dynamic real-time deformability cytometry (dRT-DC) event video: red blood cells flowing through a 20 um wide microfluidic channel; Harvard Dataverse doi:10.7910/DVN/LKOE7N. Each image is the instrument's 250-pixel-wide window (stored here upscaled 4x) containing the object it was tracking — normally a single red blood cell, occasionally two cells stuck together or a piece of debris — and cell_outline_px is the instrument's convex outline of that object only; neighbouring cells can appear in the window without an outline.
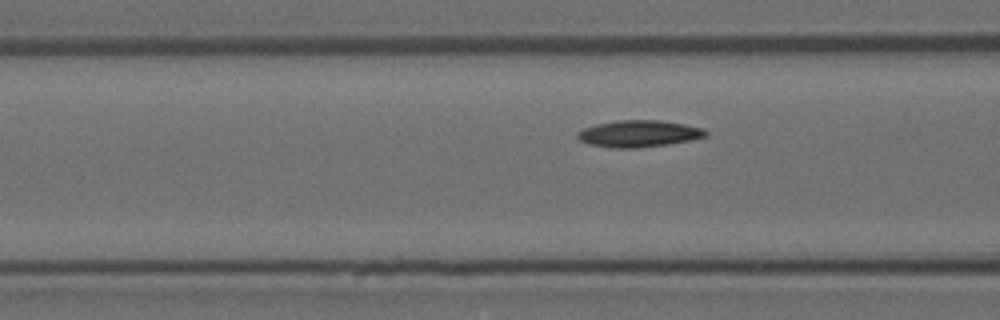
{"species": "Egyptian fruit bat (a non-hibernating species)", "species_latin": "Rousettus aegyptiacus", "temperature_condition": "room temperature", "stored_images_in_passage": 6, "camera_frame_rate_fps": 3000, "um_per_image_px": 0.085, "animal": {"sex": "female"}, "frame": {"image": 1, "passage_image": 6, "time_ms": 1.667, "image_size_px": [1000, 320], "cell_outline_px": [[708, 136], [692, 140], [668, 144], [636, 148], [612, 148], [588, 144], [580, 140], [576, 136], [576, 132], [584, 128], [596, 124], [616, 120], [660, 120], [684, 124], [704, 128], [708, 132]], "centroid_in_image_um": [54.31, 11.36], "position_along_channel_um": 112.3, "area_um2": 20.17}}